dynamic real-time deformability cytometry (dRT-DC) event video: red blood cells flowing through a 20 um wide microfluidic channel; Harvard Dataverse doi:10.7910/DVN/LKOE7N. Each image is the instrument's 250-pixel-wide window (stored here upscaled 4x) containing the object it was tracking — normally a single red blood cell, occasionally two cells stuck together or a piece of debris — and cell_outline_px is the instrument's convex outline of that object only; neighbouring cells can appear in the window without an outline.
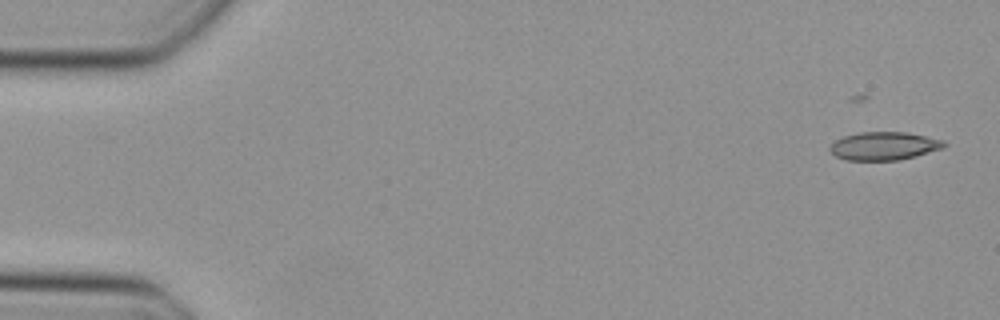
{"species": "Egyptian fruit bat (a non-hibernating species)", "species_latin": "Rousettus aegyptiacus", "temperature_condition": "cold", "stored_images_in_passage": 8, "camera_frame_rate_fps": 3000, "um_per_image_px": 0.085, "animal": {"sex": "female"}, "frame": {"image": 1, "passage_image": 1, "time_ms": 0.0, "image_size_px": [1000, 320], "cell_outline_px": [[948, 144], [944, 148], [916, 156], [900, 160], [844, 160], [836, 156], [828, 148], [836, 140], [844, 136], [860, 132], [908, 132], [944, 140]], "centroid_in_image_um": [75.18, 12.41], "position_along_channel_um": 9.8, "area_um2": 18.84}}